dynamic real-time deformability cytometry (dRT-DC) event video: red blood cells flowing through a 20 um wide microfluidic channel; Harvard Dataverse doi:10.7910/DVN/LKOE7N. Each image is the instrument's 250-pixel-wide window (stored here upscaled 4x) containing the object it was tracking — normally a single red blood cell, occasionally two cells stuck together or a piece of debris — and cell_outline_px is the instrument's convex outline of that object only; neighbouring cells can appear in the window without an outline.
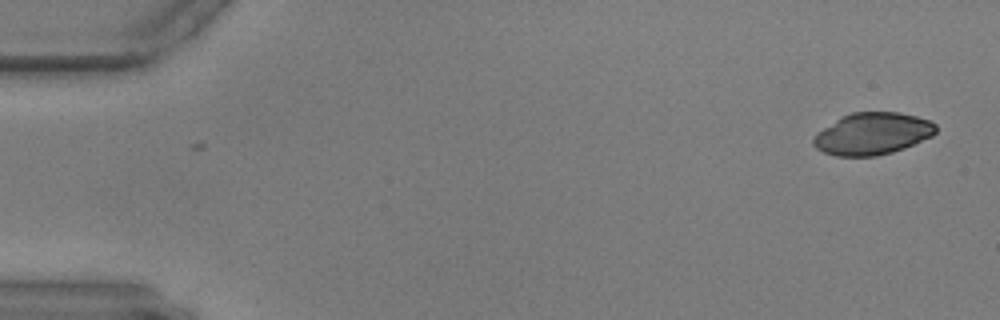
{"species": "common noctule bat (a hibernating species)", "species_latin": "Nyctalus noctula", "temperature_condition": "warm", "stored_images_in_passage": 2, "camera_frame_rate_fps": 3000, "um_per_image_px": 0.085, "animal": {"sex": "male", "body_mass_g": 17.9, "forearm_length_mm": 54.2}, "frame": {"image": 1, "passage_image": 1, "time_ms": 0.0, "image_size_px": [1000, 320], "cell_outline_px": [[936, 132], [932, 136], [904, 148], [892, 152], [876, 156], [836, 156], [824, 152], [816, 148], [812, 144], [812, 140], [816, 132], [836, 120], [852, 112], [900, 112], [916, 116], [928, 120], [936, 124]], "centroid_in_image_um": [74.15, 11.37], "position_along_channel_um": 10.9, "area_um2": 29.88}}